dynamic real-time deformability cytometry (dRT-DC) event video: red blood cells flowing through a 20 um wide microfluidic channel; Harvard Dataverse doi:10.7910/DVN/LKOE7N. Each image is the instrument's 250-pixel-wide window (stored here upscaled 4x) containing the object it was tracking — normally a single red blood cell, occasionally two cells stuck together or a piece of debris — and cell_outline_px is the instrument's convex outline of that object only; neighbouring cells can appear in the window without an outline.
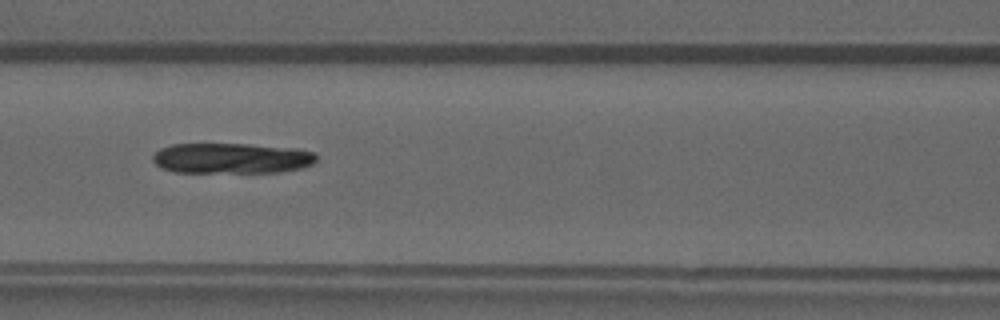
{"species": "common noctule bat (a hibernating species)", "species_latin": "Nyctalus noctula", "temperature_condition": "warm", "stored_images_in_passage": 36, "camera_frame_rate_fps": 3000, "um_per_image_px": 0.085, "animal": {"sex": "male", "forearm_length_mm": 52.5}, "frame": {"image": 1, "passage_image": 8, "time_ms": 2.333, "image_size_px": [1000, 320], "cell_outline_px": [[316, 160], [312, 164], [304, 168], [280, 172], [176, 172], [160, 168], [152, 160], [152, 156], [160, 148], [172, 144], [248, 144], [296, 148], [312, 152], [316, 156]], "centroid_in_image_um": [19.67, 13.45], "position_along_channel_um": 146.9, "area_um2": 29.19}}
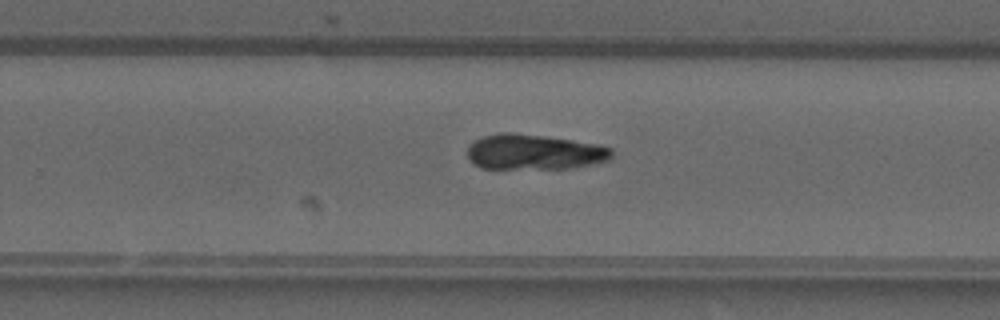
{"frame": {"image": 2, "passage_image": 18, "time_ms": 5.667, "image_size_px": [1000, 320], "cell_outline_px": [[612, 160], [596, 164], [572, 168], [480, 168], [468, 156], [468, 144], [484, 136], [500, 132], [512, 132], [544, 136], [600, 144], [612, 148]], "centroid_in_image_um": [45.47, 12.92], "position_along_channel_um": 284.3, "area_um2": 29.82}}
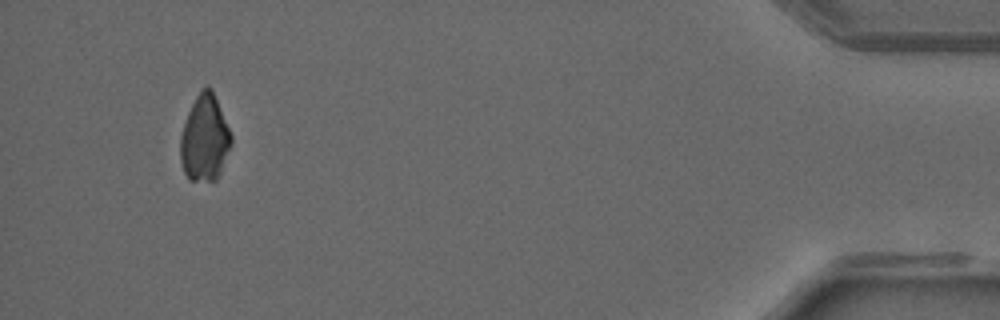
{"frame": {"image": 3, "passage_image": 33, "time_ms": 10.667, "image_size_px": [1000, 320], "cell_outline_px": [[232, 144], [216, 180], [188, 180], [184, 172], [180, 160], [180, 136], [188, 112], [200, 88], [208, 84], [212, 88], [232, 136]], "centroid_in_image_um": [17.39, 11.73], "position_along_channel_um": 417.8, "area_um2": 25.55}, "authors_computed_cell_mechanics": {"area_um2": 29.3913, "velocity_mm_per_s": 4.1429, "shape_relaxation_time_tau1_ms": null, "shape_relaxation_time_tau2_ms": 8.6895, "deformation_change_tau1": null, "deformation_change_tau2": 0.1605}}